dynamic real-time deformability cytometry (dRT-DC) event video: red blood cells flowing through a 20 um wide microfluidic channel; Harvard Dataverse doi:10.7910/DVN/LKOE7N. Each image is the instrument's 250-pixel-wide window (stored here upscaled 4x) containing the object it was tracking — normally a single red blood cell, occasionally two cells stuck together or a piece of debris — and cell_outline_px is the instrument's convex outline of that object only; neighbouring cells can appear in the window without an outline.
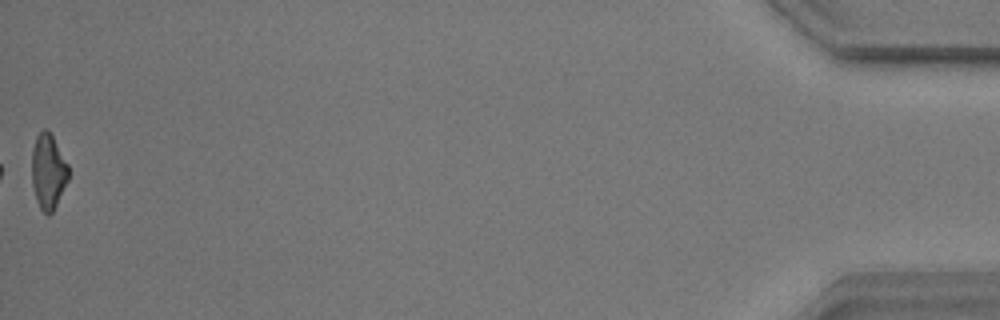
{"species": "common noctule bat (a hibernating species)", "species_latin": "Nyctalus noctula", "temperature_condition": "warm", "stored_images_in_passage": 54, "segment_of_instrument_passage": [2, 2], "camera_frame_rate_fps": 3000, "um_per_image_px": 0.085, "animal": {"sex": "male", "body_mass_g": 17.9}, "frame": {"image": 1, "passage_image": 54, "time_ms": 17.667, "image_size_px": [1000, 320], "cell_outline_px": [[68, 180], [52, 212], [48, 216], [40, 208], [36, 200], [32, 184], [32, 148], [36, 136], [44, 128], [52, 136], [68, 164]], "centroid_in_image_um": [4.08, 14.58], "position_along_channel_um": 431.1, "area_um2": 15.84}}